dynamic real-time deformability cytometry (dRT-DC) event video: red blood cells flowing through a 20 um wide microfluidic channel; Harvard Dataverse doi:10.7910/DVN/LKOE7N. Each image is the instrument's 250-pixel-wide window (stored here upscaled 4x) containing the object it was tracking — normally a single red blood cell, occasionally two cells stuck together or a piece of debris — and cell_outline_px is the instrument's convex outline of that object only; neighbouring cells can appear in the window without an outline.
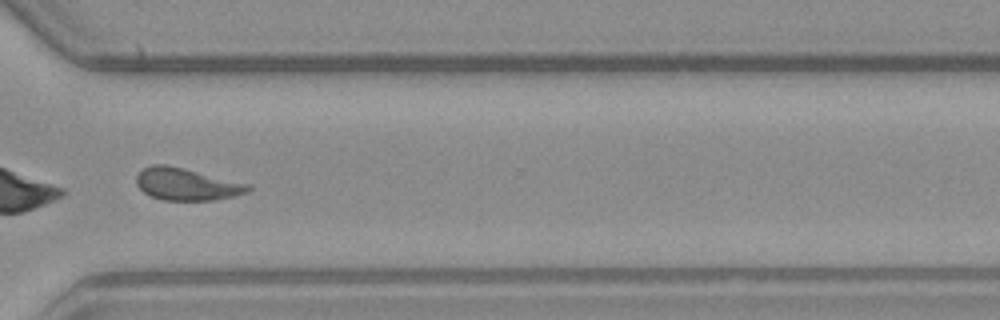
{"species": "common noctule bat (a hibernating species)", "species_latin": "Nyctalus noctula", "temperature_condition": "warm", "stored_images_in_passage": 31, "camera_frame_rate_fps": 3000, "um_per_image_px": 0.085, "animal": {"sex": "male", "body_mass_g": 23.1, "forearm_length_mm": 52.7}, "frame": {"image": 1, "passage_image": 27, "time_ms": 8.667, "image_size_px": [1000, 320], "cell_outline_px": [[252, 188], [248, 192], [232, 196], [212, 200], [164, 200], [152, 196], [144, 192], [136, 184], [136, 176], [144, 168], [152, 164], [164, 164], [184, 168], [252, 184]], "centroid_in_image_um": [15.89, 15.65], "position_along_channel_um": 354.7, "area_um2": 20.92}, "authors_computed_cell_mechanics": {"area_um2": 20.3456, "velocity_mm_per_s": 3.9443, "shape_relaxation_time_tau1_ms": 8.1301, "shape_relaxation_time_tau2_ms": 1.6719, "deformation_change_tau1": 0.2011, "deformation_change_tau2": 0.0884}}